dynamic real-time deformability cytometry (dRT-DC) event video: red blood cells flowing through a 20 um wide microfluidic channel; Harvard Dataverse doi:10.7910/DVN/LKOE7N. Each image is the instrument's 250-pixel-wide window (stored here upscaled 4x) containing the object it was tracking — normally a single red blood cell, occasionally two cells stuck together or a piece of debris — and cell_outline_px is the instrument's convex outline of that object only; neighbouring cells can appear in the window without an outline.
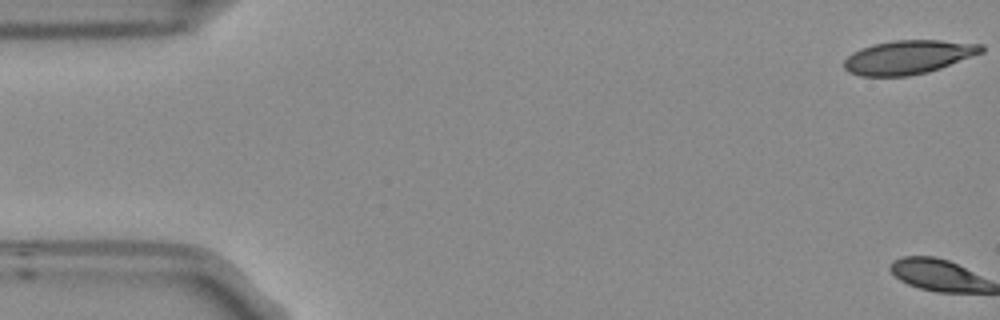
{"species": "Egyptian fruit bat (a non-hibernating species)", "species_latin": "Rousettus aegyptiacus", "temperature_condition": "room temperature", "stored_images_in_passage": 2, "camera_frame_rate_fps": 3000, "um_per_image_px": 0.085, "frame": {"image": 1, "passage_image": 1, "time_ms": 0.0, "image_size_px": [1000, 320], "cell_outline_px": [[984, 52], [940, 68], [928, 72], [908, 76], [860, 76], [848, 72], [844, 68], [844, 60], [852, 52], [860, 48], [872, 44], [892, 40], [940, 40], [984, 44]], "centroid_in_image_um": [77.2, 4.85], "position_along_channel_um": 7.8, "area_um2": 27.22}}